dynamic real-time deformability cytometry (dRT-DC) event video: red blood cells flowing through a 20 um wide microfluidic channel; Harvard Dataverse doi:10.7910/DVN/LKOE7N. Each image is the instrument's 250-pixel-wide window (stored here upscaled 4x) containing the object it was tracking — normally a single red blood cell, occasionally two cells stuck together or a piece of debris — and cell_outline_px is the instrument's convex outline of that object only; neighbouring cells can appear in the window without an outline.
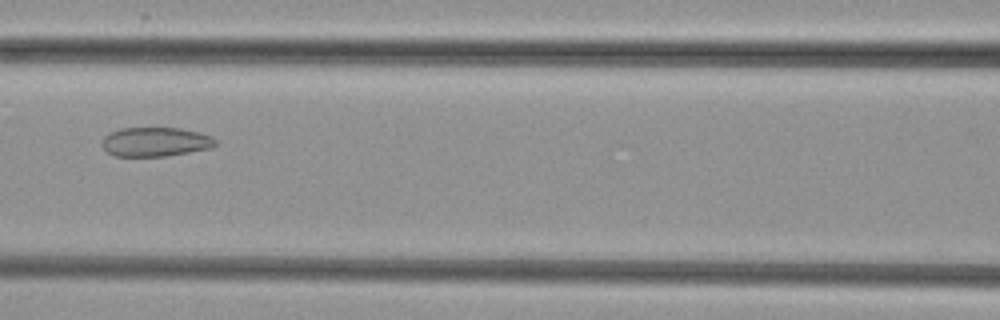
{"species": "common noctule bat (a hibernating species)", "species_latin": "Nyctalus noctula", "temperature_condition": "cold", "stored_images_in_passage": 36, "camera_frame_rate_fps": 3000, "um_per_image_px": 0.085, "animal": {"sex": "female", "body_mass_g": 29.2, "forearm_length_mm": 56.3}, "frame": {"image": 1, "passage_image": 7, "time_ms": 2.0, "image_size_px": [1000, 320], "cell_outline_px": [[216, 144], [212, 148], [164, 156], [112, 156], [100, 144], [104, 136], [120, 128], [180, 128], [200, 132], [212, 136], [216, 140]], "centroid_in_image_um": [13.21, 12.05], "position_along_channel_um": 153.4, "area_um2": 19.36}}
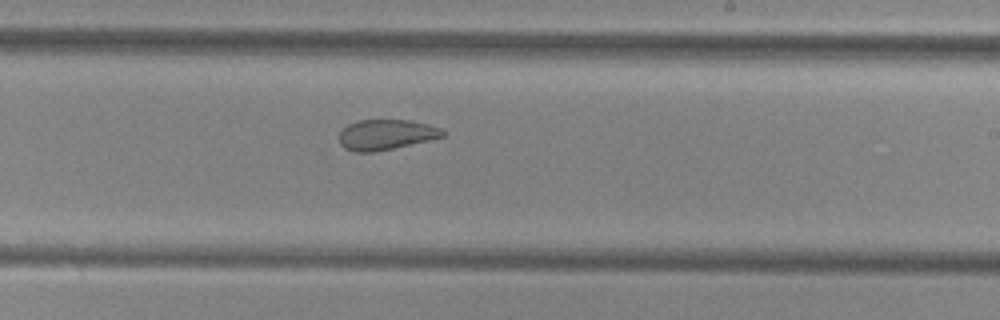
{"frame": {"image": 2, "passage_image": 15, "time_ms": 4.667, "image_size_px": [1000, 320], "cell_outline_px": [[444, 136], [428, 140], [376, 152], [352, 152], [344, 148], [340, 144], [340, 132], [348, 124], [356, 120], [412, 120], [428, 124], [440, 128], [444, 132]], "centroid_in_image_um": [32.78, 11.44], "position_along_channel_um": 256.2, "area_um2": 18.26}}
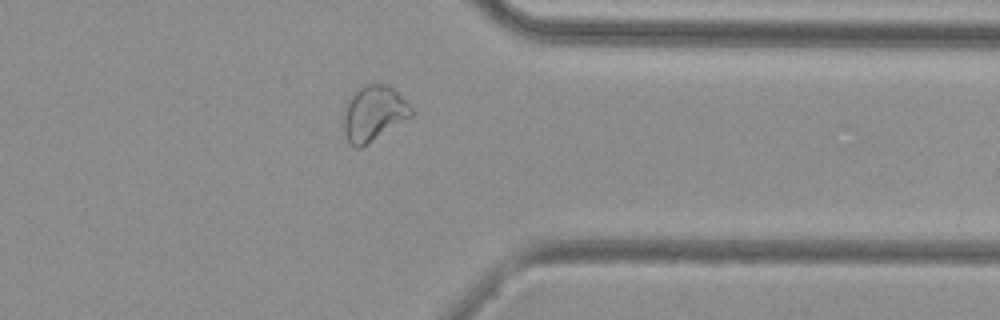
{"frame": {"image": 3, "passage_image": 25, "time_ms": 8.0, "image_size_px": [1000, 320], "cell_outline_px": [[412, 116], [368, 144], [360, 148], [356, 148], [348, 140], [344, 132], [344, 116], [348, 100], [364, 84], [384, 84], [392, 88], [412, 108]], "centroid_in_image_um": [31.76, 9.66], "position_along_channel_um": 379.6, "area_um2": 21.27}}